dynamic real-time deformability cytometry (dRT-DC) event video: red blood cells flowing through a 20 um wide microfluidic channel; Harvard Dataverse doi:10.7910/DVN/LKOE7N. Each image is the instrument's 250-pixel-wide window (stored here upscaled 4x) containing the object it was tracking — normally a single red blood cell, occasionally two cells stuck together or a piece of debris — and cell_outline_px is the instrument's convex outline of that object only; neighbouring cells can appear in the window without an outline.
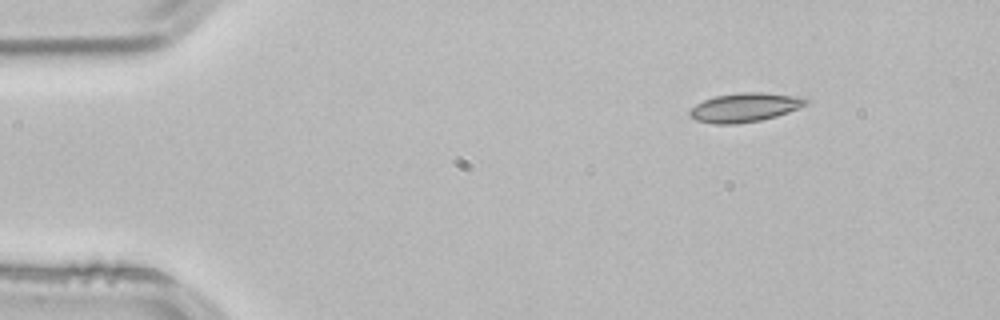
{"species": "common noctule bat (a hibernating species)", "species_latin": "Nyctalus noctula", "temperature_condition": "room temperature", "stored_images_in_passage": 47, "camera_frame_rate_fps": 3000, "um_per_image_px": 0.085, "animal": {"sex": "male", "body_mass_g": 21.5, "forearm_length_mm": 52.0}, "frame": {"image": 1, "passage_image": 1, "time_ms": 0.0, "image_size_px": [1000, 320], "cell_outline_px": [[808, 104], [788, 112], [776, 116], [760, 120], [736, 124], [712, 124], [696, 120], [688, 116], [688, 112], [696, 104], [704, 100], [716, 96], [740, 92], [764, 92], [804, 96], [808, 100]], "centroid_in_image_um": [63.33, 9.12], "position_along_channel_um": 21.7, "area_um2": 19.83}}
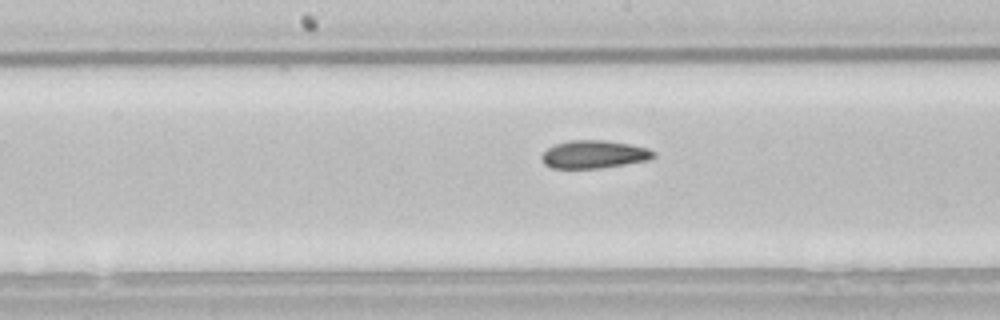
{"frame": {"image": 2, "passage_image": 21, "time_ms": 6.667, "image_size_px": [1000, 320], "cell_outline_px": [[656, 156], [648, 160], [600, 168], [552, 168], [544, 164], [540, 156], [552, 144], [568, 140], [604, 140], [628, 144], [648, 148], [656, 152]], "centroid_in_image_um": [50.46, 13.11], "position_along_channel_um": 197.7, "area_um2": 18.26}}
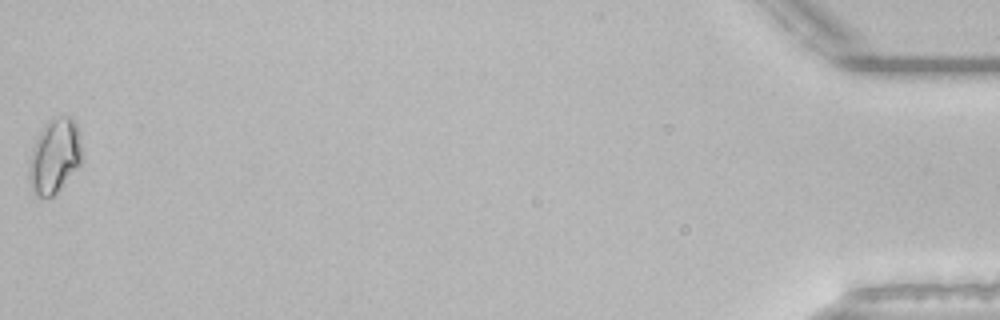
{"frame": {"image": 3, "passage_image": 47, "time_ms": 15.333, "image_size_px": [1000, 320], "cell_outline_px": [[84, 152], [80, 164], [60, 188], [52, 196], [36, 196], [28, 180], [28, 176], [32, 148], [44, 124], [48, 120], [60, 116], [72, 116], [76, 124], [80, 136]], "centroid_in_image_um": [4.67, 13.23], "position_along_channel_um": 430.5, "area_um2": 22.95}, "authors_computed_cell_mechanics": {"area_um2": 18.5538, "velocity_mm_per_s": 3.8446, "shape_relaxation_time_tau1_ms": null, "shape_relaxation_time_tau2_ms": 3.8334, "deformation_change_tau1": null, "deformation_change_tau2": 0.0833}}